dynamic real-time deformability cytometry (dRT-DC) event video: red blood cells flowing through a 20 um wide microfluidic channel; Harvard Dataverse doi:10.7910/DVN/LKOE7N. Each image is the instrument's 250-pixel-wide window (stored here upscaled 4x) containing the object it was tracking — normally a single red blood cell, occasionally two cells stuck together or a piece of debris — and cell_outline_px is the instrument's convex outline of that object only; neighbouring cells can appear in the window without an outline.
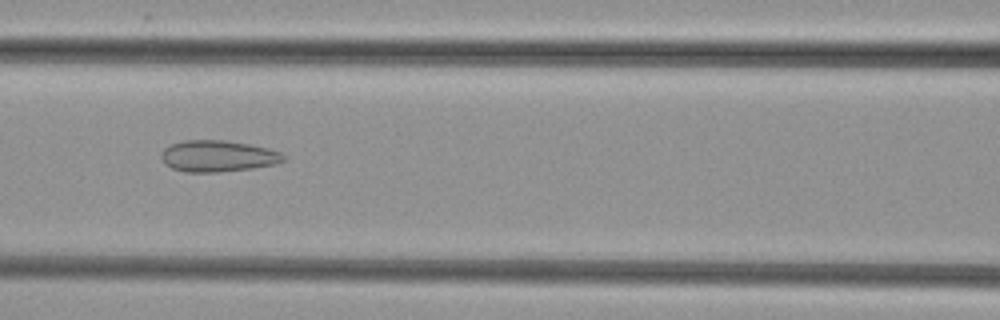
{"species": "common noctule bat (a hibernating species)", "species_latin": "Nyctalus noctula", "temperature_condition": "cold", "stored_images_in_passage": 28, "camera_frame_rate_fps": 3000, "um_per_image_px": 0.085, "animal": {"sex": "female", "body_mass_g": 29.2, "forearm_length_mm": 56.3}, "frame": {"image": 1, "passage_image": 16, "time_ms": 5.0, "image_size_px": [1000, 320], "cell_outline_px": [[288, 156], [284, 160], [276, 164], [252, 168], [216, 172], [188, 172], [172, 168], [164, 164], [160, 156], [160, 152], [164, 148], [172, 144], [184, 140], [224, 140], [248, 144], [268, 148], [280, 152]], "centroid_in_image_um": [18.51, 13.26], "position_along_channel_um": 148.1, "area_um2": 22.43}}
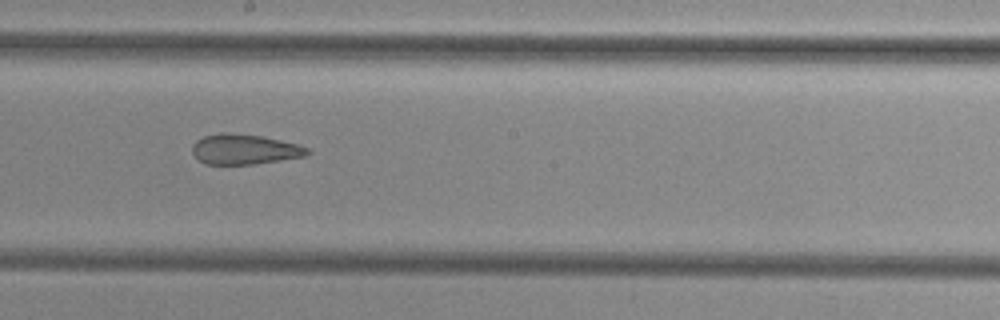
{"frame": {"image": 2, "passage_image": 22, "time_ms": 7.0, "image_size_px": [1000, 320], "cell_outline_px": [[312, 152], [308, 156], [256, 164], [204, 164], [192, 152], [192, 144], [196, 140], [204, 136], [220, 132], [228, 132], [260, 136], [300, 144], [308, 148]], "centroid_in_image_um": [20.82, 12.69], "position_along_channel_um": 227.4, "area_um2": 20.46}}
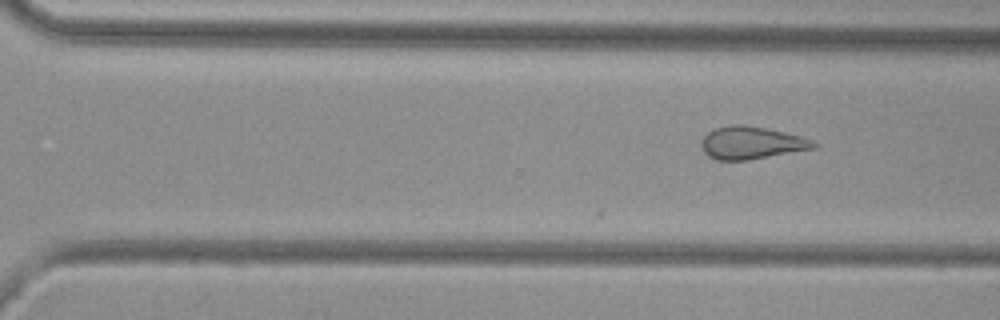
{"frame": {"image": 3, "passage_image": 28, "time_ms": 9.0, "image_size_px": [1000, 320], "cell_outline_px": [[816, 148], [748, 160], [716, 160], [708, 156], [700, 148], [700, 140], [708, 132], [716, 128], [732, 124], [744, 124], [784, 132], [800, 136], [812, 140], [816, 144]], "centroid_in_image_um": [63.82, 12.14], "position_along_channel_um": 306.8, "area_um2": 21.33}}